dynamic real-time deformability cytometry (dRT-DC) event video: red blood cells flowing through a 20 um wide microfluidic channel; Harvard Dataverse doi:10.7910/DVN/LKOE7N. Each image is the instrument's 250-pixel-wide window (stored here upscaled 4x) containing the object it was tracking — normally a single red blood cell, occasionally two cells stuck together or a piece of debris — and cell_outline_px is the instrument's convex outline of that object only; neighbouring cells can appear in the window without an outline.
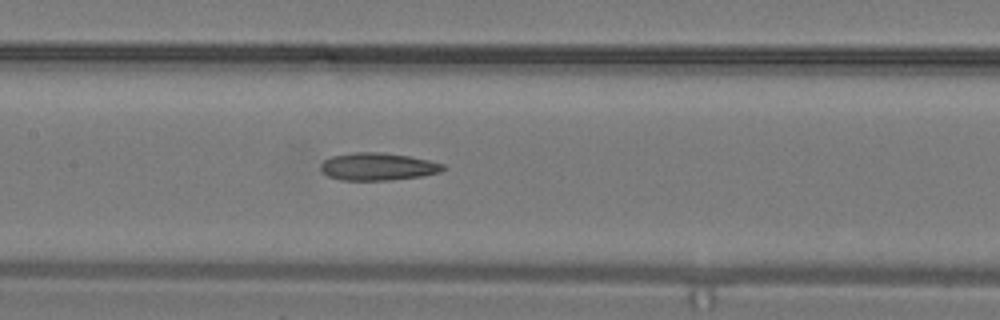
{"species": "common noctule bat (a hibernating species)", "species_latin": "Nyctalus noctula", "temperature_condition": "warm", "stored_images_in_passage": 17, "camera_frame_rate_fps": 3000, "um_per_image_px": 0.085, "animal": {"sex": "male", "body_mass_g": 19.2, "forearm_length_mm": 51.8}, "frame": {"image": 1, "passage_image": 15, "time_ms": 4.667, "image_size_px": [1000, 320], "cell_outline_px": [[444, 168], [440, 172], [424, 176], [388, 180], [340, 180], [328, 176], [320, 168], [320, 164], [324, 160], [332, 156], [356, 152], [380, 152], [408, 156], [428, 160], [444, 164]], "centroid_in_image_um": [32.11, 14.16], "position_along_channel_um": 175.3, "area_um2": 19.54}}
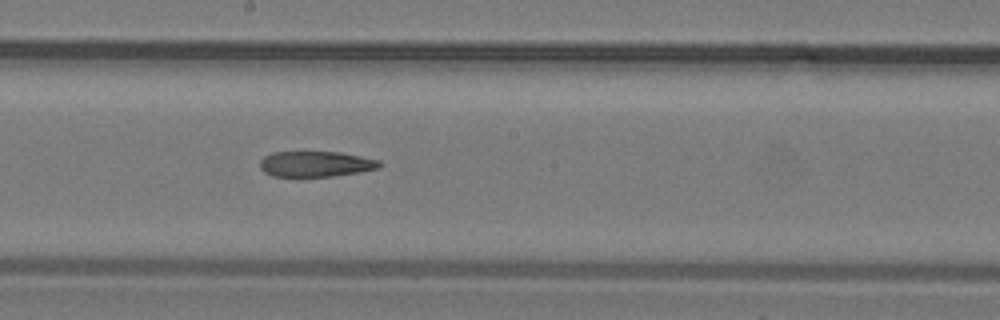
{"frame": {"image": 2, "passage_image": 17, "time_ms": 5.333, "image_size_px": [1000, 320], "cell_outline_px": [[384, 164], [380, 168], [360, 172], [332, 176], [272, 176], [264, 172], [260, 168], [260, 160], [264, 156], [272, 152], [340, 152], [380, 160]], "centroid_in_image_um": [26.86, 13.93], "position_along_channel_um": 221.3, "area_um2": 17.92}}